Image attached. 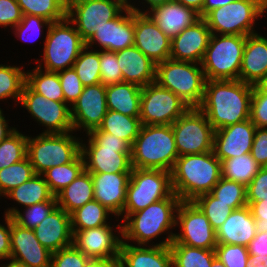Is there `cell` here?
Segmentation results:
<instances>
[{
    "mask_svg": "<svg viewBox=\"0 0 267 267\" xmlns=\"http://www.w3.org/2000/svg\"><path fill=\"white\" fill-rule=\"evenodd\" d=\"M171 126L179 156L213 151L215 129L198 107H190Z\"/></svg>",
    "mask_w": 267,
    "mask_h": 267,
    "instance_id": "7c38bea8",
    "label": "cell"
},
{
    "mask_svg": "<svg viewBox=\"0 0 267 267\" xmlns=\"http://www.w3.org/2000/svg\"><path fill=\"white\" fill-rule=\"evenodd\" d=\"M178 3L194 9L197 13L202 10L205 0H175Z\"/></svg>",
    "mask_w": 267,
    "mask_h": 267,
    "instance_id": "a7ac6f4b",
    "label": "cell"
},
{
    "mask_svg": "<svg viewBox=\"0 0 267 267\" xmlns=\"http://www.w3.org/2000/svg\"><path fill=\"white\" fill-rule=\"evenodd\" d=\"M189 108L175 93L156 82L142 87L139 116L142 125H172Z\"/></svg>",
    "mask_w": 267,
    "mask_h": 267,
    "instance_id": "5bb4252c",
    "label": "cell"
},
{
    "mask_svg": "<svg viewBox=\"0 0 267 267\" xmlns=\"http://www.w3.org/2000/svg\"><path fill=\"white\" fill-rule=\"evenodd\" d=\"M85 169L84 159L80 154L73 162L54 166L46 170L42 175L48 184L51 193L56 196Z\"/></svg>",
    "mask_w": 267,
    "mask_h": 267,
    "instance_id": "ab89813d",
    "label": "cell"
},
{
    "mask_svg": "<svg viewBox=\"0 0 267 267\" xmlns=\"http://www.w3.org/2000/svg\"><path fill=\"white\" fill-rule=\"evenodd\" d=\"M100 74L101 84L104 86L123 82L122 71L115 52L100 51Z\"/></svg>",
    "mask_w": 267,
    "mask_h": 267,
    "instance_id": "f907efd6",
    "label": "cell"
},
{
    "mask_svg": "<svg viewBox=\"0 0 267 267\" xmlns=\"http://www.w3.org/2000/svg\"><path fill=\"white\" fill-rule=\"evenodd\" d=\"M57 206L56 196L49 201L37 203L22 209H19L12 220L23 228L34 229L48 214ZM23 210V211H22Z\"/></svg>",
    "mask_w": 267,
    "mask_h": 267,
    "instance_id": "bcb514c9",
    "label": "cell"
},
{
    "mask_svg": "<svg viewBox=\"0 0 267 267\" xmlns=\"http://www.w3.org/2000/svg\"><path fill=\"white\" fill-rule=\"evenodd\" d=\"M265 13L267 10L256 0H234L209 11L203 19L211 34L247 36L258 32L256 22Z\"/></svg>",
    "mask_w": 267,
    "mask_h": 267,
    "instance_id": "8fae6325",
    "label": "cell"
},
{
    "mask_svg": "<svg viewBox=\"0 0 267 267\" xmlns=\"http://www.w3.org/2000/svg\"><path fill=\"white\" fill-rule=\"evenodd\" d=\"M170 39L178 36L184 29L200 19L192 8L175 0L152 8L146 13Z\"/></svg>",
    "mask_w": 267,
    "mask_h": 267,
    "instance_id": "484cf974",
    "label": "cell"
},
{
    "mask_svg": "<svg viewBox=\"0 0 267 267\" xmlns=\"http://www.w3.org/2000/svg\"><path fill=\"white\" fill-rule=\"evenodd\" d=\"M19 104L35 119L33 121L44 127L41 133L64 134L74 131L70 106L65 102L46 99L26 83Z\"/></svg>",
    "mask_w": 267,
    "mask_h": 267,
    "instance_id": "2e32d148",
    "label": "cell"
},
{
    "mask_svg": "<svg viewBox=\"0 0 267 267\" xmlns=\"http://www.w3.org/2000/svg\"><path fill=\"white\" fill-rule=\"evenodd\" d=\"M219 201L228 204L234 210L247 205L246 187L235 181L220 178L210 192Z\"/></svg>",
    "mask_w": 267,
    "mask_h": 267,
    "instance_id": "7dc6e473",
    "label": "cell"
},
{
    "mask_svg": "<svg viewBox=\"0 0 267 267\" xmlns=\"http://www.w3.org/2000/svg\"><path fill=\"white\" fill-rule=\"evenodd\" d=\"M121 267H172L169 246L133 245L122 241Z\"/></svg>",
    "mask_w": 267,
    "mask_h": 267,
    "instance_id": "f546056e",
    "label": "cell"
},
{
    "mask_svg": "<svg viewBox=\"0 0 267 267\" xmlns=\"http://www.w3.org/2000/svg\"><path fill=\"white\" fill-rule=\"evenodd\" d=\"M70 215L72 231L109 225L112 217L117 218L110 210L96 200H92L77 208Z\"/></svg>",
    "mask_w": 267,
    "mask_h": 267,
    "instance_id": "836d02e7",
    "label": "cell"
},
{
    "mask_svg": "<svg viewBox=\"0 0 267 267\" xmlns=\"http://www.w3.org/2000/svg\"><path fill=\"white\" fill-rule=\"evenodd\" d=\"M260 93L267 94V74L263 76L255 85H253Z\"/></svg>",
    "mask_w": 267,
    "mask_h": 267,
    "instance_id": "89a4df30",
    "label": "cell"
},
{
    "mask_svg": "<svg viewBox=\"0 0 267 267\" xmlns=\"http://www.w3.org/2000/svg\"><path fill=\"white\" fill-rule=\"evenodd\" d=\"M23 14L16 0H0V27L12 30L22 20Z\"/></svg>",
    "mask_w": 267,
    "mask_h": 267,
    "instance_id": "11a10c76",
    "label": "cell"
},
{
    "mask_svg": "<svg viewBox=\"0 0 267 267\" xmlns=\"http://www.w3.org/2000/svg\"><path fill=\"white\" fill-rule=\"evenodd\" d=\"M85 136L81 137V154L86 171L131 173V145L127 141L103 131H90Z\"/></svg>",
    "mask_w": 267,
    "mask_h": 267,
    "instance_id": "277c9868",
    "label": "cell"
},
{
    "mask_svg": "<svg viewBox=\"0 0 267 267\" xmlns=\"http://www.w3.org/2000/svg\"><path fill=\"white\" fill-rule=\"evenodd\" d=\"M4 224L0 222V260L10 259L11 241H10V216L4 214Z\"/></svg>",
    "mask_w": 267,
    "mask_h": 267,
    "instance_id": "91938a15",
    "label": "cell"
},
{
    "mask_svg": "<svg viewBox=\"0 0 267 267\" xmlns=\"http://www.w3.org/2000/svg\"><path fill=\"white\" fill-rule=\"evenodd\" d=\"M35 174L28 157L0 170V194L4 197Z\"/></svg>",
    "mask_w": 267,
    "mask_h": 267,
    "instance_id": "ee69618b",
    "label": "cell"
},
{
    "mask_svg": "<svg viewBox=\"0 0 267 267\" xmlns=\"http://www.w3.org/2000/svg\"><path fill=\"white\" fill-rule=\"evenodd\" d=\"M21 65L0 64V101L12 100L19 105L22 90L26 83V71ZM17 102V103H16Z\"/></svg>",
    "mask_w": 267,
    "mask_h": 267,
    "instance_id": "74e56055",
    "label": "cell"
},
{
    "mask_svg": "<svg viewBox=\"0 0 267 267\" xmlns=\"http://www.w3.org/2000/svg\"><path fill=\"white\" fill-rule=\"evenodd\" d=\"M141 90L140 86L128 82L107 85V109L130 117H139Z\"/></svg>",
    "mask_w": 267,
    "mask_h": 267,
    "instance_id": "1f68e13d",
    "label": "cell"
},
{
    "mask_svg": "<svg viewBox=\"0 0 267 267\" xmlns=\"http://www.w3.org/2000/svg\"><path fill=\"white\" fill-rule=\"evenodd\" d=\"M73 69L84 87L101 83L100 51L85 46L74 62Z\"/></svg>",
    "mask_w": 267,
    "mask_h": 267,
    "instance_id": "b9f144b4",
    "label": "cell"
},
{
    "mask_svg": "<svg viewBox=\"0 0 267 267\" xmlns=\"http://www.w3.org/2000/svg\"><path fill=\"white\" fill-rule=\"evenodd\" d=\"M252 93L253 85L241 80H208L198 108L218 130L249 119Z\"/></svg>",
    "mask_w": 267,
    "mask_h": 267,
    "instance_id": "6da1fadb",
    "label": "cell"
},
{
    "mask_svg": "<svg viewBox=\"0 0 267 267\" xmlns=\"http://www.w3.org/2000/svg\"><path fill=\"white\" fill-rule=\"evenodd\" d=\"M58 75L63 89L64 102L71 107L81 95L84 86L73 68L59 71Z\"/></svg>",
    "mask_w": 267,
    "mask_h": 267,
    "instance_id": "f5cc1de1",
    "label": "cell"
},
{
    "mask_svg": "<svg viewBox=\"0 0 267 267\" xmlns=\"http://www.w3.org/2000/svg\"><path fill=\"white\" fill-rule=\"evenodd\" d=\"M247 248L249 255H267V232H256Z\"/></svg>",
    "mask_w": 267,
    "mask_h": 267,
    "instance_id": "94428289",
    "label": "cell"
},
{
    "mask_svg": "<svg viewBox=\"0 0 267 267\" xmlns=\"http://www.w3.org/2000/svg\"><path fill=\"white\" fill-rule=\"evenodd\" d=\"M3 112V109L0 108V143L17 129L15 125L14 127L8 125L10 120L6 119Z\"/></svg>",
    "mask_w": 267,
    "mask_h": 267,
    "instance_id": "e7e4bbea",
    "label": "cell"
},
{
    "mask_svg": "<svg viewBox=\"0 0 267 267\" xmlns=\"http://www.w3.org/2000/svg\"><path fill=\"white\" fill-rule=\"evenodd\" d=\"M134 45V11L127 7L117 18L105 23L85 43L95 50L117 52ZM95 47V48H94ZM99 47V49H98Z\"/></svg>",
    "mask_w": 267,
    "mask_h": 267,
    "instance_id": "d6986e66",
    "label": "cell"
},
{
    "mask_svg": "<svg viewBox=\"0 0 267 267\" xmlns=\"http://www.w3.org/2000/svg\"><path fill=\"white\" fill-rule=\"evenodd\" d=\"M255 219L256 232H267V198L261 201H247Z\"/></svg>",
    "mask_w": 267,
    "mask_h": 267,
    "instance_id": "680465c9",
    "label": "cell"
},
{
    "mask_svg": "<svg viewBox=\"0 0 267 267\" xmlns=\"http://www.w3.org/2000/svg\"><path fill=\"white\" fill-rule=\"evenodd\" d=\"M54 195L51 193L43 175L34 174L20 186L13 188L3 198L14 201L15 205L5 209L4 214L12 217L19 209L49 201ZM21 206V208L18 207Z\"/></svg>",
    "mask_w": 267,
    "mask_h": 267,
    "instance_id": "4dcf8cb0",
    "label": "cell"
},
{
    "mask_svg": "<svg viewBox=\"0 0 267 267\" xmlns=\"http://www.w3.org/2000/svg\"><path fill=\"white\" fill-rule=\"evenodd\" d=\"M233 1L234 0H205L202 10L198 14L200 18H203L209 11L218 7H224Z\"/></svg>",
    "mask_w": 267,
    "mask_h": 267,
    "instance_id": "03108f58",
    "label": "cell"
},
{
    "mask_svg": "<svg viewBox=\"0 0 267 267\" xmlns=\"http://www.w3.org/2000/svg\"><path fill=\"white\" fill-rule=\"evenodd\" d=\"M172 267H211L215 249H201L183 244H170Z\"/></svg>",
    "mask_w": 267,
    "mask_h": 267,
    "instance_id": "f35d334b",
    "label": "cell"
},
{
    "mask_svg": "<svg viewBox=\"0 0 267 267\" xmlns=\"http://www.w3.org/2000/svg\"><path fill=\"white\" fill-rule=\"evenodd\" d=\"M262 166L246 153L221 161V177L243 184L245 187L253 180Z\"/></svg>",
    "mask_w": 267,
    "mask_h": 267,
    "instance_id": "8d00e7d4",
    "label": "cell"
},
{
    "mask_svg": "<svg viewBox=\"0 0 267 267\" xmlns=\"http://www.w3.org/2000/svg\"><path fill=\"white\" fill-rule=\"evenodd\" d=\"M10 259L26 267H51L52 253L36 238L32 229L23 228L10 217Z\"/></svg>",
    "mask_w": 267,
    "mask_h": 267,
    "instance_id": "ffe728a7",
    "label": "cell"
},
{
    "mask_svg": "<svg viewBox=\"0 0 267 267\" xmlns=\"http://www.w3.org/2000/svg\"><path fill=\"white\" fill-rule=\"evenodd\" d=\"M249 119L257 128H267V94L260 93L254 86Z\"/></svg>",
    "mask_w": 267,
    "mask_h": 267,
    "instance_id": "db71d44e",
    "label": "cell"
},
{
    "mask_svg": "<svg viewBox=\"0 0 267 267\" xmlns=\"http://www.w3.org/2000/svg\"><path fill=\"white\" fill-rule=\"evenodd\" d=\"M126 8L122 0H67L66 17L86 43L97 29L117 18Z\"/></svg>",
    "mask_w": 267,
    "mask_h": 267,
    "instance_id": "4fadbf2b",
    "label": "cell"
},
{
    "mask_svg": "<svg viewBox=\"0 0 267 267\" xmlns=\"http://www.w3.org/2000/svg\"><path fill=\"white\" fill-rule=\"evenodd\" d=\"M75 134V135H73ZM74 131L64 134L39 133L28 135L27 157L35 174L73 162L81 154V137Z\"/></svg>",
    "mask_w": 267,
    "mask_h": 267,
    "instance_id": "ba28073f",
    "label": "cell"
},
{
    "mask_svg": "<svg viewBox=\"0 0 267 267\" xmlns=\"http://www.w3.org/2000/svg\"><path fill=\"white\" fill-rule=\"evenodd\" d=\"M51 22L43 17L35 15H23L22 20L13 29L12 33L18 40L24 41L25 44L34 43L41 38V34L44 35V30L46 32L49 30Z\"/></svg>",
    "mask_w": 267,
    "mask_h": 267,
    "instance_id": "c3c4849f",
    "label": "cell"
},
{
    "mask_svg": "<svg viewBox=\"0 0 267 267\" xmlns=\"http://www.w3.org/2000/svg\"><path fill=\"white\" fill-rule=\"evenodd\" d=\"M115 53L122 71L123 82L132 83L141 88L155 82L156 64L135 45Z\"/></svg>",
    "mask_w": 267,
    "mask_h": 267,
    "instance_id": "4316f807",
    "label": "cell"
},
{
    "mask_svg": "<svg viewBox=\"0 0 267 267\" xmlns=\"http://www.w3.org/2000/svg\"><path fill=\"white\" fill-rule=\"evenodd\" d=\"M4 260H1V267H26L25 265H23V264H21V263H19V262H16V261H14V260H12V259H7L6 261H7V263L4 261ZM5 263V264H3V263Z\"/></svg>",
    "mask_w": 267,
    "mask_h": 267,
    "instance_id": "2644e50d",
    "label": "cell"
},
{
    "mask_svg": "<svg viewBox=\"0 0 267 267\" xmlns=\"http://www.w3.org/2000/svg\"><path fill=\"white\" fill-rule=\"evenodd\" d=\"M88 260L89 257L72 244L52 253L51 267H85Z\"/></svg>",
    "mask_w": 267,
    "mask_h": 267,
    "instance_id": "816d5d0a",
    "label": "cell"
},
{
    "mask_svg": "<svg viewBox=\"0 0 267 267\" xmlns=\"http://www.w3.org/2000/svg\"><path fill=\"white\" fill-rule=\"evenodd\" d=\"M246 37L211 34L201 61L206 81L239 80Z\"/></svg>",
    "mask_w": 267,
    "mask_h": 267,
    "instance_id": "9c48e42d",
    "label": "cell"
},
{
    "mask_svg": "<svg viewBox=\"0 0 267 267\" xmlns=\"http://www.w3.org/2000/svg\"><path fill=\"white\" fill-rule=\"evenodd\" d=\"M131 173H91L94 200L100 202L120 221L126 200V190Z\"/></svg>",
    "mask_w": 267,
    "mask_h": 267,
    "instance_id": "cb8c5ba5",
    "label": "cell"
},
{
    "mask_svg": "<svg viewBox=\"0 0 267 267\" xmlns=\"http://www.w3.org/2000/svg\"><path fill=\"white\" fill-rule=\"evenodd\" d=\"M26 84L36 93L46 99L64 102L63 89L58 72L43 70L37 66L26 71Z\"/></svg>",
    "mask_w": 267,
    "mask_h": 267,
    "instance_id": "d590c367",
    "label": "cell"
},
{
    "mask_svg": "<svg viewBox=\"0 0 267 267\" xmlns=\"http://www.w3.org/2000/svg\"><path fill=\"white\" fill-rule=\"evenodd\" d=\"M142 124L139 117H130L113 110H107L101 125L92 131H103L127 141L131 146L139 134Z\"/></svg>",
    "mask_w": 267,
    "mask_h": 267,
    "instance_id": "e575fe53",
    "label": "cell"
},
{
    "mask_svg": "<svg viewBox=\"0 0 267 267\" xmlns=\"http://www.w3.org/2000/svg\"><path fill=\"white\" fill-rule=\"evenodd\" d=\"M267 198V166L261 167L253 180L246 186L247 201H261Z\"/></svg>",
    "mask_w": 267,
    "mask_h": 267,
    "instance_id": "9f6ffc18",
    "label": "cell"
},
{
    "mask_svg": "<svg viewBox=\"0 0 267 267\" xmlns=\"http://www.w3.org/2000/svg\"><path fill=\"white\" fill-rule=\"evenodd\" d=\"M255 219L248 205L233 210L216 230L218 244L248 246L256 235Z\"/></svg>",
    "mask_w": 267,
    "mask_h": 267,
    "instance_id": "f1b7e54d",
    "label": "cell"
},
{
    "mask_svg": "<svg viewBox=\"0 0 267 267\" xmlns=\"http://www.w3.org/2000/svg\"><path fill=\"white\" fill-rule=\"evenodd\" d=\"M57 206L71 214L77 208L94 200V186L91 173L85 169L56 195Z\"/></svg>",
    "mask_w": 267,
    "mask_h": 267,
    "instance_id": "d6a6232c",
    "label": "cell"
},
{
    "mask_svg": "<svg viewBox=\"0 0 267 267\" xmlns=\"http://www.w3.org/2000/svg\"><path fill=\"white\" fill-rule=\"evenodd\" d=\"M220 178L221 161L213 151L179 156L171 171L173 191L181 201L210 193Z\"/></svg>",
    "mask_w": 267,
    "mask_h": 267,
    "instance_id": "3957f363",
    "label": "cell"
},
{
    "mask_svg": "<svg viewBox=\"0 0 267 267\" xmlns=\"http://www.w3.org/2000/svg\"><path fill=\"white\" fill-rule=\"evenodd\" d=\"M155 82L189 107H199L203 101L206 78L201 64L167 59L156 64Z\"/></svg>",
    "mask_w": 267,
    "mask_h": 267,
    "instance_id": "52a82bcc",
    "label": "cell"
},
{
    "mask_svg": "<svg viewBox=\"0 0 267 267\" xmlns=\"http://www.w3.org/2000/svg\"><path fill=\"white\" fill-rule=\"evenodd\" d=\"M33 230L38 241L51 253L73 244L71 215L59 206Z\"/></svg>",
    "mask_w": 267,
    "mask_h": 267,
    "instance_id": "d4e9b609",
    "label": "cell"
},
{
    "mask_svg": "<svg viewBox=\"0 0 267 267\" xmlns=\"http://www.w3.org/2000/svg\"><path fill=\"white\" fill-rule=\"evenodd\" d=\"M246 267H267V255H250Z\"/></svg>",
    "mask_w": 267,
    "mask_h": 267,
    "instance_id": "003e7915",
    "label": "cell"
},
{
    "mask_svg": "<svg viewBox=\"0 0 267 267\" xmlns=\"http://www.w3.org/2000/svg\"><path fill=\"white\" fill-rule=\"evenodd\" d=\"M215 253L226 267H246L250 256L246 246L235 244H217Z\"/></svg>",
    "mask_w": 267,
    "mask_h": 267,
    "instance_id": "681fc988",
    "label": "cell"
},
{
    "mask_svg": "<svg viewBox=\"0 0 267 267\" xmlns=\"http://www.w3.org/2000/svg\"><path fill=\"white\" fill-rule=\"evenodd\" d=\"M256 126L250 119L215 130L213 152L222 161L251 153Z\"/></svg>",
    "mask_w": 267,
    "mask_h": 267,
    "instance_id": "7402d4cb",
    "label": "cell"
},
{
    "mask_svg": "<svg viewBox=\"0 0 267 267\" xmlns=\"http://www.w3.org/2000/svg\"><path fill=\"white\" fill-rule=\"evenodd\" d=\"M173 193L170 171L132 168L123 213L119 218L123 222L130 214L168 198Z\"/></svg>",
    "mask_w": 267,
    "mask_h": 267,
    "instance_id": "30bf717a",
    "label": "cell"
},
{
    "mask_svg": "<svg viewBox=\"0 0 267 267\" xmlns=\"http://www.w3.org/2000/svg\"><path fill=\"white\" fill-rule=\"evenodd\" d=\"M28 134L16 129L0 143V170L27 157Z\"/></svg>",
    "mask_w": 267,
    "mask_h": 267,
    "instance_id": "7bdbcfd3",
    "label": "cell"
},
{
    "mask_svg": "<svg viewBox=\"0 0 267 267\" xmlns=\"http://www.w3.org/2000/svg\"><path fill=\"white\" fill-rule=\"evenodd\" d=\"M120 223L72 231L73 245L89 258L119 257L123 241Z\"/></svg>",
    "mask_w": 267,
    "mask_h": 267,
    "instance_id": "e0dca14e",
    "label": "cell"
},
{
    "mask_svg": "<svg viewBox=\"0 0 267 267\" xmlns=\"http://www.w3.org/2000/svg\"><path fill=\"white\" fill-rule=\"evenodd\" d=\"M267 74V36L260 32L247 35L239 80L255 85Z\"/></svg>",
    "mask_w": 267,
    "mask_h": 267,
    "instance_id": "83f0119b",
    "label": "cell"
},
{
    "mask_svg": "<svg viewBox=\"0 0 267 267\" xmlns=\"http://www.w3.org/2000/svg\"><path fill=\"white\" fill-rule=\"evenodd\" d=\"M85 267H121L120 257L89 258Z\"/></svg>",
    "mask_w": 267,
    "mask_h": 267,
    "instance_id": "be15d7a7",
    "label": "cell"
},
{
    "mask_svg": "<svg viewBox=\"0 0 267 267\" xmlns=\"http://www.w3.org/2000/svg\"><path fill=\"white\" fill-rule=\"evenodd\" d=\"M71 108L74 132L88 134L97 129L107 113L106 86L101 83L83 87ZM83 130V132H81Z\"/></svg>",
    "mask_w": 267,
    "mask_h": 267,
    "instance_id": "ac0fdd59",
    "label": "cell"
},
{
    "mask_svg": "<svg viewBox=\"0 0 267 267\" xmlns=\"http://www.w3.org/2000/svg\"><path fill=\"white\" fill-rule=\"evenodd\" d=\"M45 34V37L42 36L45 39L43 54L40 59H35L37 67L50 72L73 68L80 51L85 47L73 23L67 17L52 22Z\"/></svg>",
    "mask_w": 267,
    "mask_h": 267,
    "instance_id": "8992f818",
    "label": "cell"
},
{
    "mask_svg": "<svg viewBox=\"0 0 267 267\" xmlns=\"http://www.w3.org/2000/svg\"><path fill=\"white\" fill-rule=\"evenodd\" d=\"M211 31L206 21L200 18L171 39L170 59L200 64L208 47Z\"/></svg>",
    "mask_w": 267,
    "mask_h": 267,
    "instance_id": "603a6c76",
    "label": "cell"
},
{
    "mask_svg": "<svg viewBox=\"0 0 267 267\" xmlns=\"http://www.w3.org/2000/svg\"><path fill=\"white\" fill-rule=\"evenodd\" d=\"M136 1L137 0H135V1L131 0V2L127 5V7H129L132 11H134L136 13L146 14L152 8L160 6V5H163V4H165V3L169 2V1H172V0H141V1L138 0L137 2H139V3H136ZM140 2L142 3V6H141ZM135 3L138 4V5H136ZM138 6H141V7H138Z\"/></svg>",
    "mask_w": 267,
    "mask_h": 267,
    "instance_id": "6125c7cd",
    "label": "cell"
},
{
    "mask_svg": "<svg viewBox=\"0 0 267 267\" xmlns=\"http://www.w3.org/2000/svg\"><path fill=\"white\" fill-rule=\"evenodd\" d=\"M125 4H129L131 2V0H122Z\"/></svg>",
    "mask_w": 267,
    "mask_h": 267,
    "instance_id": "34e18365",
    "label": "cell"
},
{
    "mask_svg": "<svg viewBox=\"0 0 267 267\" xmlns=\"http://www.w3.org/2000/svg\"><path fill=\"white\" fill-rule=\"evenodd\" d=\"M251 155L262 167L267 166V128H256Z\"/></svg>",
    "mask_w": 267,
    "mask_h": 267,
    "instance_id": "6f0895ef",
    "label": "cell"
},
{
    "mask_svg": "<svg viewBox=\"0 0 267 267\" xmlns=\"http://www.w3.org/2000/svg\"><path fill=\"white\" fill-rule=\"evenodd\" d=\"M179 154L171 125H142L131 146V166L172 171Z\"/></svg>",
    "mask_w": 267,
    "mask_h": 267,
    "instance_id": "5b68a950",
    "label": "cell"
},
{
    "mask_svg": "<svg viewBox=\"0 0 267 267\" xmlns=\"http://www.w3.org/2000/svg\"><path fill=\"white\" fill-rule=\"evenodd\" d=\"M267 10V0H256Z\"/></svg>",
    "mask_w": 267,
    "mask_h": 267,
    "instance_id": "753ad0ef",
    "label": "cell"
},
{
    "mask_svg": "<svg viewBox=\"0 0 267 267\" xmlns=\"http://www.w3.org/2000/svg\"><path fill=\"white\" fill-rule=\"evenodd\" d=\"M180 202V198L173 193L168 198L130 214L122 222L123 242H130L133 245L170 246L175 234L173 230L175 229L176 211ZM161 234L166 235L163 240H160ZM157 239L159 243L156 242L155 244L153 240L157 241Z\"/></svg>",
    "mask_w": 267,
    "mask_h": 267,
    "instance_id": "7a4b0ae2",
    "label": "cell"
},
{
    "mask_svg": "<svg viewBox=\"0 0 267 267\" xmlns=\"http://www.w3.org/2000/svg\"><path fill=\"white\" fill-rule=\"evenodd\" d=\"M211 267H226L217 257L212 261Z\"/></svg>",
    "mask_w": 267,
    "mask_h": 267,
    "instance_id": "8c879c8a",
    "label": "cell"
},
{
    "mask_svg": "<svg viewBox=\"0 0 267 267\" xmlns=\"http://www.w3.org/2000/svg\"><path fill=\"white\" fill-rule=\"evenodd\" d=\"M175 232L171 244H183L201 249H215L216 231L206 215L193 201H181L176 211Z\"/></svg>",
    "mask_w": 267,
    "mask_h": 267,
    "instance_id": "9a60e30c",
    "label": "cell"
},
{
    "mask_svg": "<svg viewBox=\"0 0 267 267\" xmlns=\"http://www.w3.org/2000/svg\"><path fill=\"white\" fill-rule=\"evenodd\" d=\"M134 45L155 64L170 59L171 39L147 14L134 12Z\"/></svg>",
    "mask_w": 267,
    "mask_h": 267,
    "instance_id": "44dd1931",
    "label": "cell"
},
{
    "mask_svg": "<svg viewBox=\"0 0 267 267\" xmlns=\"http://www.w3.org/2000/svg\"><path fill=\"white\" fill-rule=\"evenodd\" d=\"M193 202L206 215L212 228L216 231L234 210L228 204L219 201L211 193L198 196Z\"/></svg>",
    "mask_w": 267,
    "mask_h": 267,
    "instance_id": "f6af8a7d",
    "label": "cell"
},
{
    "mask_svg": "<svg viewBox=\"0 0 267 267\" xmlns=\"http://www.w3.org/2000/svg\"><path fill=\"white\" fill-rule=\"evenodd\" d=\"M23 15H35L52 22L66 17L67 0H16Z\"/></svg>",
    "mask_w": 267,
    "mask_h": 267,
    "instance_id": "60d3db41",
    "label": "cell"
}]
</instances>
